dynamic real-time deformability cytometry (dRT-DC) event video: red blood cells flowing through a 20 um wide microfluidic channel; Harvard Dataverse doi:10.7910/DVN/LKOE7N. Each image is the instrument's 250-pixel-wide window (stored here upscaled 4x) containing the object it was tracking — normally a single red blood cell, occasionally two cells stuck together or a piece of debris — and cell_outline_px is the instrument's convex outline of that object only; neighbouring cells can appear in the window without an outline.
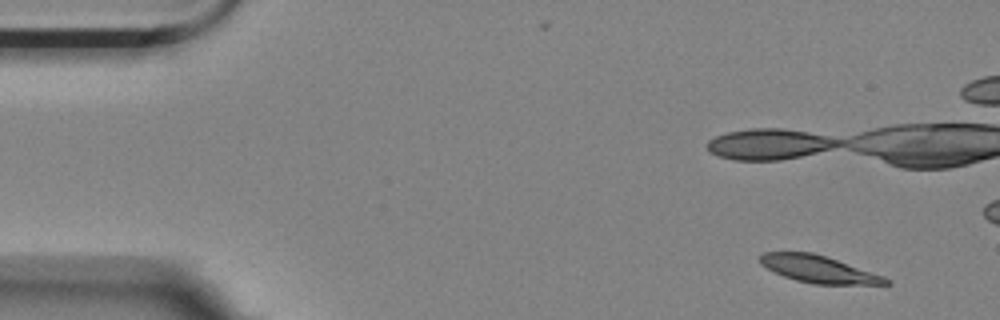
{"species": "Egyptian fruit bat (a non-hibernating species)", "species_latin": "Rousettus aegyptiacus", "temperature_condition": "room temperature", "stored_images_in_passage": 8, "camera_frame_rate_fps": 3000, "um_per_image_px": 0.085, "animal": {"sex": "female"}, "frame": {"image": 1, "passage_image": 1, "time_ms": 0.0, "image_size_px": [1000, 320], "cell_outline_px": [[892, 284], [812, 284], [796, 280], [784, 276], [760, 264], [760, 256], [764, 252], [812, 252], [884, 276], [892, 280]], "centroid_in_image_um": [69.59, 22.89], "position_along_channel_um": 15.4, "area_um2": 19.54}}